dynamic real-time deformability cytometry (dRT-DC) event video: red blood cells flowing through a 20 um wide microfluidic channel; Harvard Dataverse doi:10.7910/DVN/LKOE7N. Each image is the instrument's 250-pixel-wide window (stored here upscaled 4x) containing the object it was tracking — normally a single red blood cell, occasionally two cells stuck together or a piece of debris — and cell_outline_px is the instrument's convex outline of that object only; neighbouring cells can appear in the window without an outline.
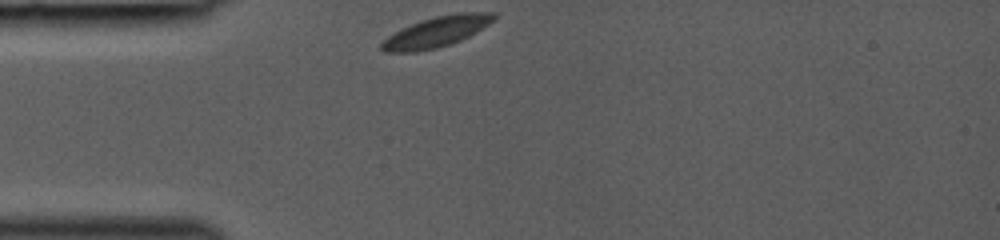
{"species": "common noctule bat (a hibernating species)", "species_latin": "Nyctalus noctula", "temperature_condition": "room temperature", "stored_images_in_passage": 28, "camera_frame_rate_fps": 3000, "um_per_image_px": 0.085, "animal": {"sex": "female", "body_mass_g": 19.0, "forearm_length_mm": 53.3}, "frame": {"image": 1, "passage_image": 1, "time_ms": 0.0, "image_size_px": [1000, 240], "cell_outline_px": [[496, 16], [488, 24], [468, 36], [460, 40], [436, 48], [416, 52], [384, 52], [380, 48], [380, 44], [388, 36], [412, 24], [436, 16], [460, 12], [496, 12]], "centroid_in_image_um": [37.09, 2.71], "position_along_channel_um": 47.9, "area_um2": 19.48}}
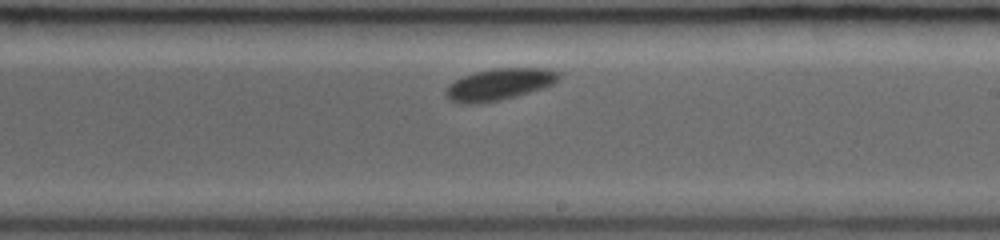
{"frame": {"image": 2, "passage_image": 16, "time_ms": 5.0, "image_size_px": [1000, 240], "cell_outline_px": [[564, 76], [552, 84], [544, 88], [516, 96], [500, 100], [476, 104], [460, 104], [448, 100], [444, 92], [448, 84], [472, 72], [492, 68], [552, 68], [560, 72]], "centroid_in_image_um": [42.45, 7.16], "position_along_channel_um": 246.5, "area_um2": 21.33}}
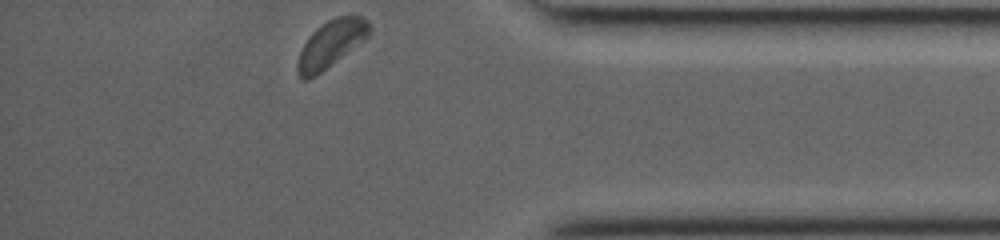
{"frame": {"image": 3, "passage_image": 28, "time_ms": 9.0, "image_size_px": [1000, 240], "cell_outline_px": [[372, 32], [364, 40], [320, 72], [308, 80], [304, 80], [300, 76], [296, 68], [296, 64], [300, 52], [304, 44], [312, 32], [316, 28], [328, 20], [336, 16], [364, 16], [368, 20], [372, 28]], "centroid_in_image_um": [28.15, 3.7], "position_along_channel_um": 407.0, "area_um2": 19.42}}